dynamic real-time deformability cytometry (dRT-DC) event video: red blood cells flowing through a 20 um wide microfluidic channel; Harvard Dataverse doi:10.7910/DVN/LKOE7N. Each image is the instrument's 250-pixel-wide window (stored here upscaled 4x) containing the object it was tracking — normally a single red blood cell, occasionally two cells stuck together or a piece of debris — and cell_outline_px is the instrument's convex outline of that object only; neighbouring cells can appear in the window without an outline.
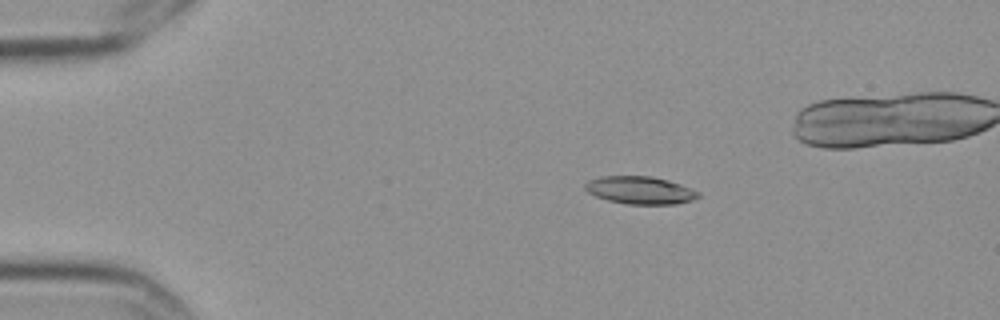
{"species": "Egyptian fruit bat (a non-hibernating species)", "species_latin": "Rousettus aegyptiacus", "temperature_condition": "cold", "stored_images_in_passage": 6, "camera_frame_rate_fps": 3000, "um_per_image_px": 0.085, "frame": {"image": 1, "passage_image": 3, "time_ms": 0.667, "image_size_px": [1000, 320], "cell_outline_px": [[700, 196], [692, 200], [676, 204], [628, 204], [608, 200], [596, 196], [588, 192], [584, 188], [584, 184], [588, 180], [600, 176], [652, 176], [668, 180], [680, 184], [700, 192]], "centroid_in_image_um": [54.4, 16.16], "position_along_channel_um": 30.6, "area_um2": 18.26}}